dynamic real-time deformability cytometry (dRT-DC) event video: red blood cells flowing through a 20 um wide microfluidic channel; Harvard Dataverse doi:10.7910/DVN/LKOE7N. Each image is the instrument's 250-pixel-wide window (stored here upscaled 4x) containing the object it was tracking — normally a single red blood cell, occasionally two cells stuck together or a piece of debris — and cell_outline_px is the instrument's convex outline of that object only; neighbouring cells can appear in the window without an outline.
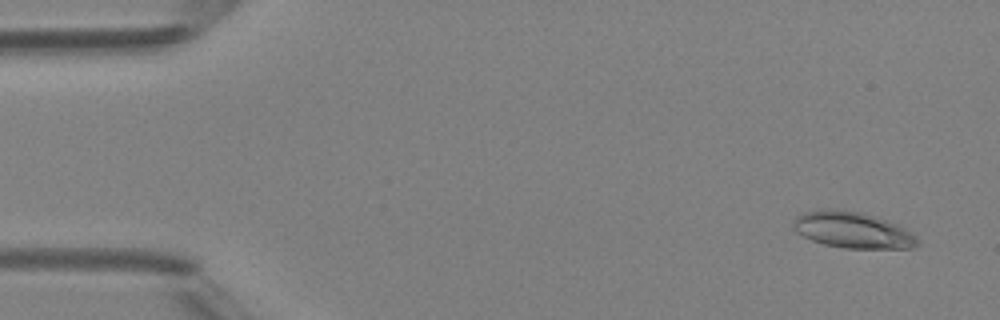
{"species": "Egyptian fruit bat (a non-hibernating species)", "species_latin": "Rousettus aegyptiacus", "temperature_condition": "room temperature", "stored_images_in_passage": 4, "camera_frame_rate_fps": 3000, "um_per_image_px": 0.085, "animal": {"sex": "female"}, "frame": {"image": 1, "passage_image": 1, "time_ms": 0.0, "image_size_px": [1000, 320], "cell_outline_px": [[920, 244], [912, 248], [844, 248], [824, 244], [812, 240], [796, 232], [792, 228], [792, 224], [796, 216], [804, 212], [824, 208], [832, 208], [864, 212], [900, 224], [916, 236], [920, 240]], "centroid_in_image_um": [72.49, 19.53], "position_along_channel_um": 12.5, "area_um2": 26.7}}
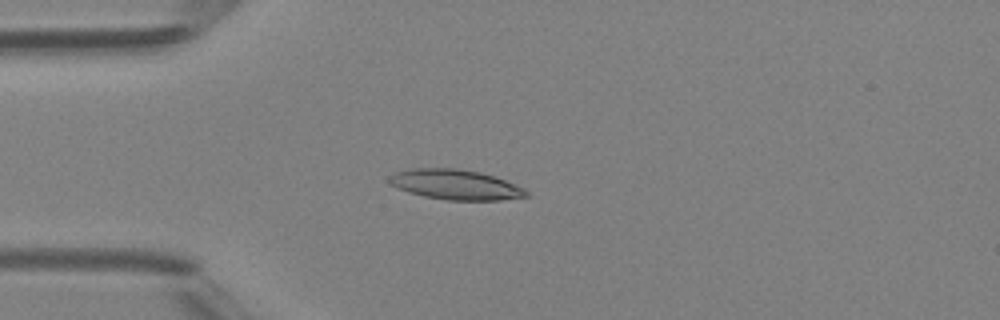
{"frame": {"image": 2, "passage_image": 4, "time_ms": 3.333, "image_size_px": [1000, 320], "cell_outline_px": [[528, 196], [500, 200], [448, 200], [424, 196], [408, 192], [392, 184], [388, 180], [388, 176], [396, 172], [412, 168], [456, 168], [480, 172], [504, 180], [524, 188], [528, 192]], "centroid_in_image_um": [38.71, 15.69], "position_along_channel_um": 46.3, "area_um2": 23.76}}